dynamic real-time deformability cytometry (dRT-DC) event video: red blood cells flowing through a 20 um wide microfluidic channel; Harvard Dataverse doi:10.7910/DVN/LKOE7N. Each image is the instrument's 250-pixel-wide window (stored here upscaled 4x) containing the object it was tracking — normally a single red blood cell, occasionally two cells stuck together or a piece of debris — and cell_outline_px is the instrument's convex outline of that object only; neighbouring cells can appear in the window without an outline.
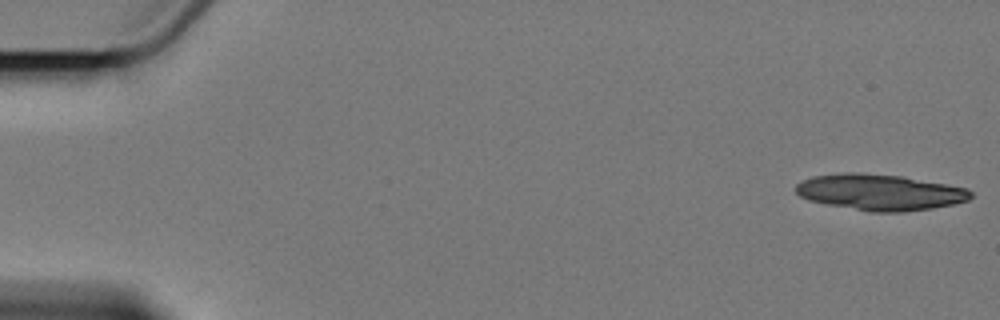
{"species": "Egyptian fruit bat (a non-hibernating species)", "species_latin": "Rousettus aegyptiacus", "temperature_condition": "cold", "stored_images_in_passage": 8, "camera_frame_rate_fps": 3000, "um_per_image_px": 0.085, "animal": {"sex": "female"}, "frame": {"image": 1, "passage_image": 1, "time_ms": 0.0, "image_size_px": [1000, 320], "cell_outline_px": [[972, 196], [968, 200], [952, 204], [932, 208], [904, 212], [872, 212], [828, 204], [808, 200], [800, 196], [796, 192], [796, 184], [800, 180], [812, 176], [844, 172], [860, 172], [904, 176], [968, 188], [972, 192]], "centroid_in_image_um": [74.78, 16.32], "position_along_channel_um": 10.2, "area_um2": 36.93}}
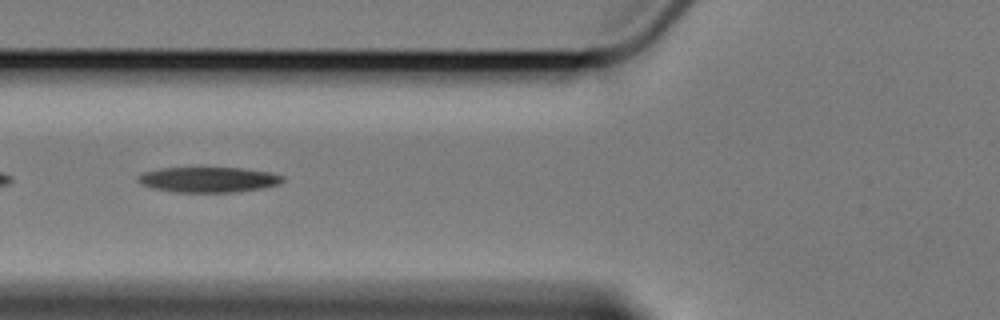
{"frame": {"image": 2, "passage_image": 7, "time_ms": 7.333, "image_size_px": [1000, 320], "cell_outline_px": [[284, 180], [280, 184], [264, 188], [236, 192], [176, 192], [152, 188], [140, 184], [136, 180], [136, 176], [144, 172], [160, 168], [240, 168], [268, 172], [284, 176]], "centroid_in_image_um": [17.7, 15.27], "position_along_channel_um": 108.1, "area_um2": 21.44}}
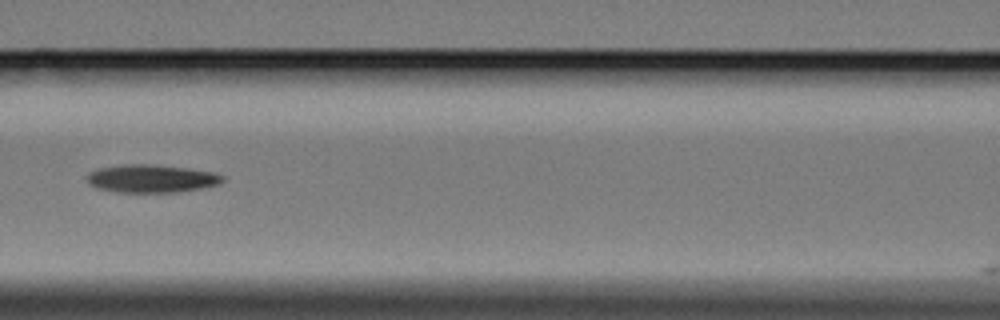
{"frame": {"image": 3, "passage_image": 8, "time_ms": 8.667, "image_size_px": [1000, 320], "cell_outline_px": [[224, 180], [220, 184], [180, 192], [116, 192], [96, 188], [88, 184], [84, 176], [100, 168], [128, 164], [152, 164], [184, 168], [212, 172], [224, 176]], "centroid_in_image_um": [12.84, 15.19], "position_along_channel_um": 153.8, "area_um2": 22.02}}